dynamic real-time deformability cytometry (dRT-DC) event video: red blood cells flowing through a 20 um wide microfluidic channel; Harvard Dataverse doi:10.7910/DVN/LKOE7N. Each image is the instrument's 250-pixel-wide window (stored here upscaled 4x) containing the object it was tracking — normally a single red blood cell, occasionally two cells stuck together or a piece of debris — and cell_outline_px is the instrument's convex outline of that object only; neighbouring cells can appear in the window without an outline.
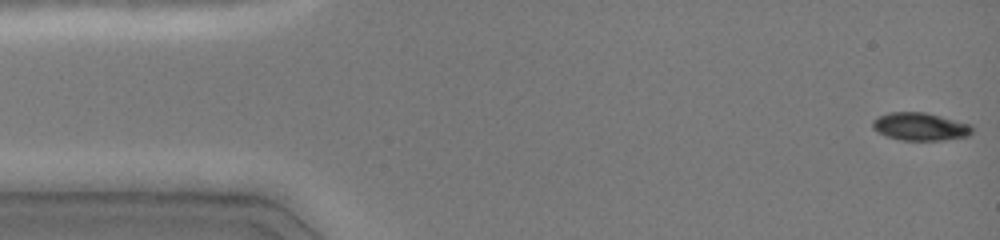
{"species": "common noctule bat (a hibernating species)", "species_latin": "Nyctalus noctula", "temperature_condition": "cold", "stored_images_in_passage": 47, "camera_frame_rate_fps": 3000, "um_per_image_px": 0.085, "animal": {"sex": "female", "body_mass_g": 19.0, "forearm_length_mm": 51.5}, "frame": {"image": 1, "passage_image": 1, "time_ms": 0.0, "image_size_px": [1000, 240], "cell_outline_px": [[972, 132], [968, 136], [944, 140], [900, 140], [888, 136], [872, 128], [872, 120], [888, 112], [924, 112], [972, 124]], "centroid_in_image_um": [78.23, 10.76], "position_along_channel_um": 6.8, "area_um2": 16.07}}
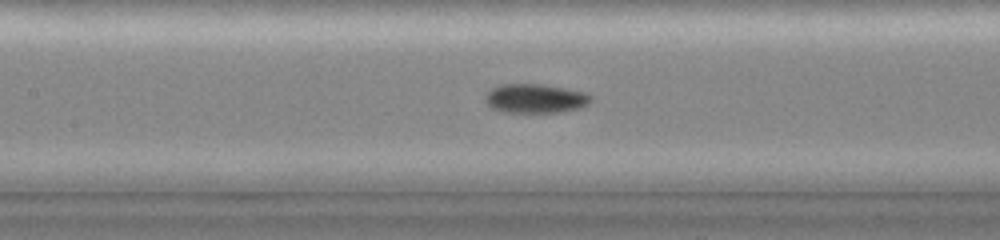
{"frame": {"image": 2, "passage_image": 21, "time_ms": 6.667, "image_size_px": [1000, 240], "cell_outline_px": [[592, 100], [588, 104], [580, 108], [560, 112], [504, 112], [492, 108], [484, 100], [484, 96], [492, 88], [500, 84], [544, 84], [584, 92], [592, 96]], "centroid_in_image_um": [45.5, 8.37], "position_along_channel_um": 161.9, "area_um2": 17.98}}
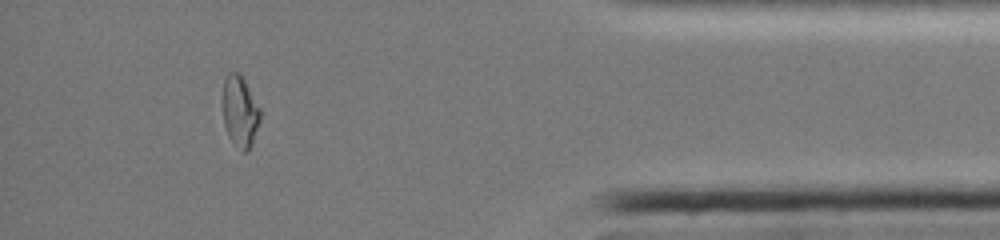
{"frame": {"image": 3, "passage_image": 42, "time_ms": 13.667, "image_size_px": [1000, 240], "cell_outline_px": [[260, 120], [252, 144], [248, 152], [240, 152], [228, 136], [224, 124], [224, 80], [228, 72], [240, 72], [260, 108]], "centroid_in_image_um": [20.41, 9.5], "position_along_channel_um": 414.8, "area_um2": 15.49}, "authors_computed_cell_mechanics": {"area_um2": 16.4152, "velocity_mm_per_s": 4.0725, "shape_relaxation_time_tau1_ms": null, "shape_relaxation_time_tau2_ms": 4.3654, "deformation_change_tau1": null, "deformation_change_tau2": 0.0456}}